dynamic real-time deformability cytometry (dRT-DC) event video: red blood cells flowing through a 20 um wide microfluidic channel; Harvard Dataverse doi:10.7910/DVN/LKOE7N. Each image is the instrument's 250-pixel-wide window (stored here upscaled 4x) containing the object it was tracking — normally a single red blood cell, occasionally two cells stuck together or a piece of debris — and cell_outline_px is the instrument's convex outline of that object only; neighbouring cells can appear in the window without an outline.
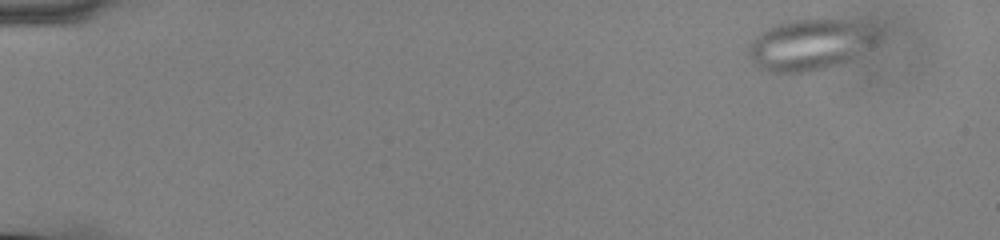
{"species": "common noctule bat (a hibernating species)", "species_latin": "Nyctalus noctula", "temperature_condition": "cold", "stored_images_in_passage": 56, "camera_frame_rate_fps": 3000, "um_per_image_px": 0.085, "animal": {"sex": "male", "body_mass_g": 13.0, "forearm_length_mm": 53.1}, "frame": {"image": 1, "passage_image": 4, "time_ms": 1.0, "image_size_px": [1000, 240], "cell_outline_px": [[880, 44], [852, 60], [828, 68], [808, 72], [772, 72], [760, 68], [752, 60], [748, 52], [748, 44], [764, 28], [776, 24], [792, 20], [856, 20], [880, 32]], "centroid_in_image_um": [68.94, 3.8], "position_along_channel_um": 16.1, "area_um2": 39.13}}
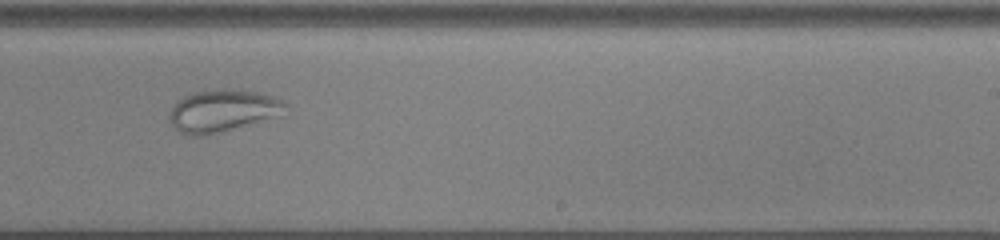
{"frame": {"image": 2, "passage_image": 36, "time_ms": 11.667, "image_size_px": [1000, 240], "cell_outline_px": [[288, 104], [284, 116], [220, 132], [200, 136], [188, 136], [180, 132], [172, 124], [168, 116], [168, 112], [176, 100], [192, 92], [224, 88], [256, 92], [272, 96]], "centroid_in_image_um": [18.94, 9.42], "position_along_channel_um": 270.1, "area_um2": 29.02}}
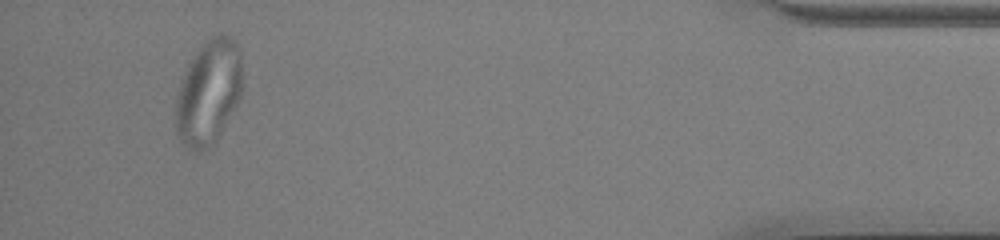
{"frame": {"image": 3, "passage_image": 53, "time_ms": 17.333, "image_size_px": [1000, 240], "cell_outline_px": [[244, 84], [240, 100], [216, 140], [212, 144], [200, 152], [192, 152], [176, 136], [176, 100], [180, 84], [184, 72], [188, 64], [196, 52], [212, 36], [220, 32], [236, 40], [240, 48]], "centroid_in_image_um": [17.77, 7.84], "position_along_channel_um": 417.4, "area_um2": 41.21}}